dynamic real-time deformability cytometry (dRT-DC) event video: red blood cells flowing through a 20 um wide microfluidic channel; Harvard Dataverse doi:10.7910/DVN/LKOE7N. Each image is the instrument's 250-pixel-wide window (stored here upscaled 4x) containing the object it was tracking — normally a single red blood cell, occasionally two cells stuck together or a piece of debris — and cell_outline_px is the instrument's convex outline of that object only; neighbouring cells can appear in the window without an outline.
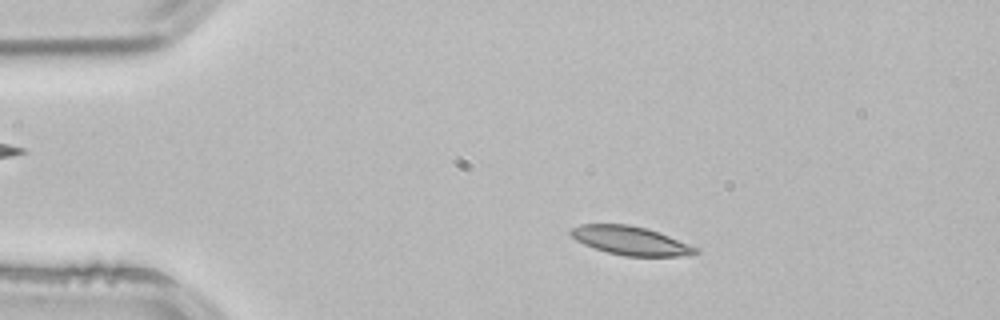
{"species": "common noctule bat (a hibernating species)", "species_latin": "Nyctalus noctula", "temperature_condition": "room temperature", "stored_images_in_passage": 2, "camera_frame_rate_fps": 3000, "um_per_image_px": 0.085, "animal": {"sex": "male", "body_mass_g": 21.5, "forearm_length_mm": 52.0}, "frame": {"image": 1, "passage_image": 1, "time_ms": 0.0, "image_size_px": [1000, 320], "cell_outline_px": [[700, 252], [692, 256], [624, 256], [608, 252], [584, 244], [576, 240], [568, 232], [572, 228], [580, 224], [628, 224], [648, 228], [700, 248]], "centroid_in_image_um": [53.65, 20.46], "position_along_channel_um": 31.3, "area_um2": 20.98}}